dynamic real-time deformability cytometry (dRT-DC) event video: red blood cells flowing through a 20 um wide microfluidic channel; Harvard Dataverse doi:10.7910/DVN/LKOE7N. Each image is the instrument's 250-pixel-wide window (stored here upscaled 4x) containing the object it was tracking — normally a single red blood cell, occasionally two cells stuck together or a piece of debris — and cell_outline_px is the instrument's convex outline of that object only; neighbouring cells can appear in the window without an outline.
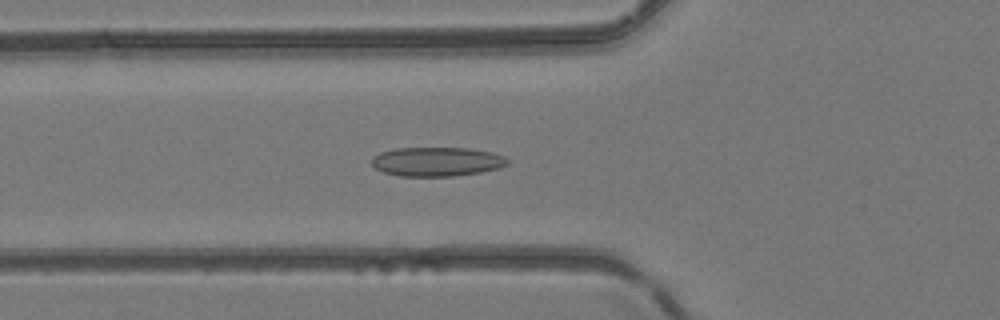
{"species": "common noctule bat (a hibernating species)", "species_latin": "Nyctalus noctula", "temperature_condition": "room temperature", "stored_images_in_passage": 48, "camera_frame_rate_fps": 3000, "um_per_image_px": 0.085, "animal": {"sex": "female", "body_mass_g": 24.6, "forearm_length_mm": 56.2}, "frame": {"image": 1, "passage_image": 18, "time_ms": 5.667, "image_size_px": [1000, 320], "cell_outline_px": [[508, 164], [500, 168], [480, 172], [452, 176], [400, 176], [384, 172], [376, 168], [372, 164], [372, 156], [380, 152], [396, 148], [468, 148], [492, 152], [504, 156], [508, 160]], "centroid_in_image_um": [37.13, 13.73], "position_along_channel_um": 88.7, "area_um2": 23.06}}
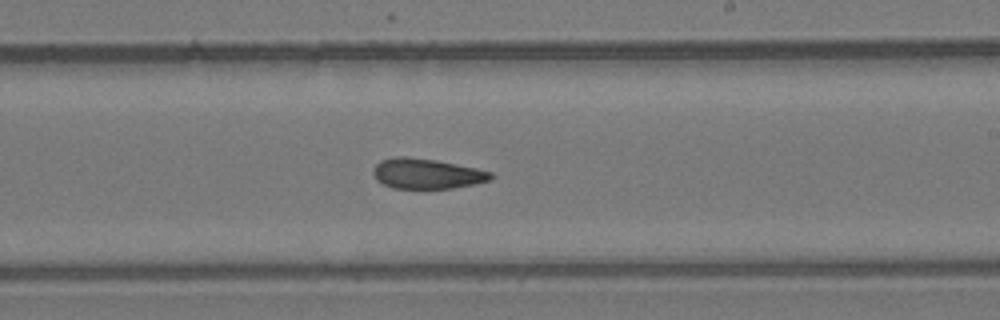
{"frame": {"image": 2, "passage_image": 29, "time_ms": 9.333, "image_size_px": [1000, 320], "cell_outline_px": [[496, 176], [492, 180], [452, 188], [392, 188], [376, 180], [372, 172], [372, 168], [380, 160], [396, 156], [404, 156], [436, 160], [476, 168], [492, 172]], "centroid_in_image_um": [36.27, 14.75], "position_along_channel_um": 252.7, "area_um2": 20.81}}
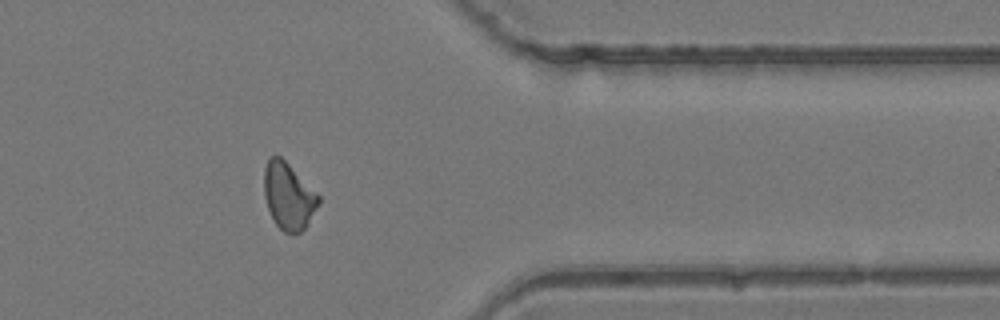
{"frame": {"image": 3, "passage_image": 39, "time_ms": 12.667, "image_size_px": [1000, 320], "cell_outline_px": [[320, 204], [308, 224], [300, 232], [284, 232], [276, 224], [268, 208], [264, 196], [264, 168], [268, 160], [272, 156], [280, 156], [320, 196]], "centroid_in_image_um": [24.53, 16.68], "position_along_channel_um": 386.9, "area_um2": 20.87}}